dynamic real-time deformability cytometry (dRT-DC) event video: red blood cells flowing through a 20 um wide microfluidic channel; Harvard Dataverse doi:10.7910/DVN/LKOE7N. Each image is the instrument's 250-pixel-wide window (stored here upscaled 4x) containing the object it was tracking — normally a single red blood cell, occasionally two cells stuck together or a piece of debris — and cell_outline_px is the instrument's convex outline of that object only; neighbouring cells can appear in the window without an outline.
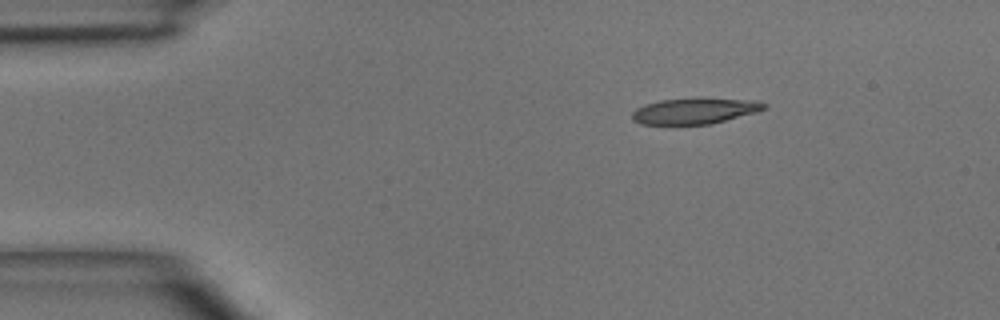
{"species": "common noctule bat (a hibernating species)", "species_latin": "Nyctalus noctula", "temperature_condition": "room temperature", "stored_images_in_passage": 3, "camera_frame_rate_fps": 3000, "um_per_image_px": 0.085, "animal": {"sex": "male", "body_mass_g": 15.6}, "frame": {"image": 1, "passage_image": 1, "time_ms": 0.0, "image_size_px": [1000, 320], "cell_outline_px": [[768, 104], [764, 108], [756, 112], [708, 124], [640, 124], [632, 120], [632, 112], [636, 108], [644, 104], [660, 100], [756, 100]], "centroid_in_image_um": [58.97, 9.46], "position_along_channel_um": 26.0, "area_um2": 19.02}}